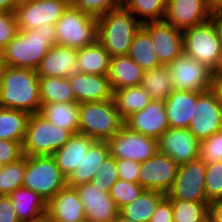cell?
Instances as JSON below:
<instances>
[{"label":"cell","mask_w":222,"mask_h":222,"mask_svg":"<svg viewBox=\"0 0 222 222\" xmlns=\"http://www.w3.org/2000/svg\"><path fill=\"white\" fill-rule=\"evenodd\" d=\"M117 171L116 159L109 155L97 169V175L91 183L100 191L109 193L113 184L119 179Z\"/></svg>","instance_id":"ab89813d"},{"label":"cell","mask_w":222,"mask_h":222,"mask_svg":"<svg viewBox=\"0 0 222 222\" xmlns=\"http://www.w3.org/2000/svg\"><path fill=\"white\" fill-rule=\"evenodd\" d=\"M113 98L108 101L79 103L78 133L95 141H108L124 126Z\"/></svg>","instance_id":"277c9868"},{"label":"cell","mask_w":222,"mask_h":222,"mask_svg":"<svg viewBox=\"0 0 222 222\" xmlns=\"http://www.w3.org/2000/svg\"><path fill=\"white\" fill-rule=\"evenodd\" d=\"M68 82L77 103L112 99L113 92L106 75L76 73L68 76Z\"/></svg>","instance_id":"44dd1931"},{"label":"cell","mask_w":222,"mask_h":222,"mask_svg":"<svg viewBox=\"0 0 222 222\" xmlns=\"http://www.w3.org/2000/svg\"><path fill=\"white\" fill-rule=\"evenodd\" d=\"M175 90L206 92L212 89L214 73L186 54L166 65Z\"/></svg>","instance_id":"9c48e42d"},{"label":"cell","mask_w":222,"mask_h":222,"mask_svg":"<svg viewBox=\"0 0 222 222\" xmlns=\"http://www.w3.org/2000/svg\"><path fill=\"white\" fill-rule=\"evenodd\" d=\"M24 157L22 143L16 141L0 140V163L6 164L17 162Z\"/></svg>","instance_id":"f6af8a7d"},{"label":"cell","mask_w":222,"mask_h":222,"mask_svg":"<svg viewBox=\"0 0 222 222\" xmlns=\"http://www.w3.org/2000/svg\"><path fill=\"white\" fill-rule=\"evenodd\" d=\"M78 73L107 75L111 56L97 41L77 50Z\"/></svg>","instance_id":"f1b7e54d"},{"label":"cell","mask_w":222,"mask_h":222,"mask_svg":"<svg viewBox=\"0 0 222 222\" xmlns=\"http://www.w3.org/2000/svg\"><path fill=\"white\" fill-rule=\"evenodd\" d=\"M144 188L139 183L118 179L110 190V197L118 209L134 202L143 192Z\"/></svg>","instance_id":"f35d334b"},{"label":"cell","mask_w":222,"mask_h":222,"mask_svg":"<svg viewBox=\"0 0 222 222\" xmlns=\"http://www.w3.org/2000/svg\"><path fill=\"white\" fill-rule=\"evenodd\" d=\"M109 146L106 141H95L84 159L66 178L67 186L75 187L91 182L97 175V169L109 156Z\"/></svg>","instance_id":"484cf974"},{"label":"cell","mask_w":222,"mask_h":222,"mask_svg":"<svg viewBox=\"0 0 222 222\" xmlns=\"http://www.w3.org/2000/svg\"><path fill=\"white\" fill-rule=\"evenodd\" d=\"M56 44L55 25L45 24L18 34L0 51V65L36 70Z\"/></svg>","instance_id":"6da1fadb"},{"label":"cell","mask_w":222,"mask_h":222,"mask_svg":"<svg viewBox=\"0 0 222 222\" xmlns=\"http://www.w3.org/2000/svg\"><path fill=\"white\" fill-rule=\"evenodd\" d=\"M119 179L138 183L141 163L130 159H116Z\"/></svg>","instance_id":"bcb514c9"},{"label":"cell","mask_w":222,"mask_h":222,"mask_svg":"<svg viewBox=\"0 0 222 222\" xmlns=\"http://www.w3.org/2000/svg\"><path fill=\"white\" fill-rule=\"evenodd\" d=\"M66 185V177L57 166L52 155H25L22 187L36 192L48 202Z\"/></svg>","instance_id":"52a82bcc"},{"label":"cell","mask_w":222,"mask_h":222,"mask_svg":"<svg viewBox=\"0 0 222 222\" xmlns=\"http://www.w3.org/2000/svg\"><path fill=\"white\" fill-rule=\"evenodd\" d=\"M112 222H133L118 214Z\"/></svg>","instance_id":"11a10c76"},{"label":"cell","mask_w":222,"mask_h":222,"mask_svg":"<svg viewBox=\"0 0 222 222\" xmlns=\"http://www.w3.org/2000/svg\"><path fill=\"white\" fill-rule=\"evenodd\" d=\"M98 42L111 57L127 55L141 22L124 6L97 18Z\"/></svg>","instance_id":"3957f363"},{"label":"cell","mask_w":222,"mask_h":222,"mask_svg":"<svg viewBox=\"0 0 222 222\" xmlns=\"http://www.w3.org/2000/svg\"><path fill=\"white\" fill-rule=\"evenodd\" d=\"M154 45L148 32L141 26L134 35L128 56L134 60L143 71L160 66L154 51Z\"/></svg>","instance_id":"836d02e7"},{"label":"cell","mask_w":222,"mask_h":222,"mask_svg":"<svg viewBox=\"0 0 222 222\" xmlns=\"http://www.w3.org/2000/svg\"><path fill=\"white\" fill-rule=\"evenodd\" d=\"M39 113L54 125L69 130L72 134L78 133L79 103L43 104Z\"/></svg>","instance_id":"83f0119b"},{"label":"cell","mask_w":222,"mask_h":222,"mask_svg":"<svg viewBox=\"0 0 222 222\" xmlns=\"http://www.w3.org/2000/svg\"><path fill=\"white\" fill-rule=\"evenodd\" d=\"M206 163L199 157L179 165L178 174L167 199L209 202L205 193Z\"/></svg>","instance_id":"8fae6325"},{"label":"cell","mask_w":222,"mask_h":222,"mask_svg":"<svg viewBox=\"0 0 222 222\" xmlns=\"http://www.w3.org/2000/svg\"><path fill=\"white\" fill-rule=\"evenodd\" d=\"M168 200L172 205L174 222H208L210 202Z\"/></svg>","instance_id":"8d00e7d4"},{"label":"cell","mask_w":222,"mask_h":222,"mask_svg":"<svg viewBox=\"0 0 222 222\" xmlns=\"http://www.w3.org/2000/svg\"><path fill=\"white\" fill-rule=\"evenodd\" d=\"M31 222H53V221L47 215H44L41 218L33 220Z\"/></svg>","instance_id":"9f6ffc18"},{"label":"cell","mask_w":222,"mask_h":222,"mask_svg":"<svg viewBox=\"0 0 222 222\" xmlns=\"http://www.w3.org/2000/svg\"><path fill=\"white\" fill-rule=\"evenodd\" d=\"M41 106L36 70L0 65V107L34 114Z\"/></svg>","instance_id":"7a4b0ae2"},{"label":"cell","mask_w":222,"mask_h":222,"mask_svg":"<svg viewBox=\"0 0 222 222\" xmlns=\"http://www.w3.org/2000/svg\"><path fill=\"white\" fill-rule=\"evenodd\" d=\"M141 86L149 93L152 100L158 101H165L175 90L166 65L144 71Z\"/></svg>","instance_id":"1f68e13d"},{"label":"cell","mask_w":222,"mask_h":222,"mask_svg":"<svg viewBox=\"0 0 222 222\" xmlns=\"http://www.w3.org/2000/svg\"><path fill=\"white\" fill-rule=\"evenodd\" d=\"M18 0H0V11L2 12H12L18 4Z\"/></svg>","instance_id":"f5cc1de1"},{"label":"cell","mask_w":222,"mask_h":222,"mask_svg":"<svg viewBox=\"0 0 222 222\" xmlns=\"http://www.w3.org/2000/svg\"><path fill=\"white\" fill-rule=\"evenodd\" d=\"M197 92L174 90L165 99L167 119L171 128H187L196 115Z\"/></svg>","instance_id":"603a6c76"},{"label":"cell","mask_w":222,"mask_h":222,"mask_svg":"<svg viewBox=\"0 0 222 222\" xmlns=\"http://www.w3.org/2000/svg\"><path fill=\"white\" fill-rule=\"evenodd\" d=\"M210 20L215 27L217 36L219 37V40L222 45V7L212 9Z\"/></svg>","instance_id":"f907efd6"},{"label":"cell","mask_w":222,"mask_h":222,"mask_svg":"<svg viewBox=\"0 0 222 222\" xmlns=\"http://www.w3.org/2000/svg\"><path fill=\"white\" fill-rule=\"evenodd\" d=\"M142 27L148 32L161 65L172 63L184 53L183 31L163 21L147 22Z\"/></svg>","instance_id":"9a60e30c"},{"label":"cell","mask_w":222,"mask_h":222,"mask_svg":"<svg viewBox=\"0 0 222 222\" xmlns=\"http://www.w3.org/2000/svg\"><path fill=\"white\" fill-rule=\"evenodd\" d=\"M212 90L216 93L222 108V79H219L215 74L212 79Z\"/></svg>","instance_id":"816d5d0a"},{"label":"cell","mask_w":222,"mask_h":222,"mask_svg":"<svg viewBox=\"0 0 222 222\" xmlns=\"http://www.w3.org/2000/svg\"><path fill=\"white\" fill-rule=\"evenodd\" d=\"M158 147L178 165L200 157V141L187 128L169 127L158 139Z\"/></svg>","instance_id":"2e32d148"},{"label":"cell","mask_w":222,"mask_h":222,"mask_svg":"<svg viewBox=\"0 0 222 222\" xmlns=\"http://www.w3.org/2000/svg\"><path fill=\"white\" fill-rule=\"evenodd\" d=\"M200 158L206 164L222 161V130L200 141Z\"/></svg>","instance_id":"7bdbcfd3"},{"label":"cell","mask_w":222,"mask_h":222,"mask_svg":"<svg viewBox=\"0 0 222 222\" xmlns=\"http://www.w3.org/2000/svg\"><path fill=\"white\" fill-rule=\"evenodd\" d=\"M65 1H67L69 4L72 2V0H65Z\"/></svg>","instance_id":"680465c9"},{"label":"cell","mask_w":222,"mask_h":222,"mask_svg":"<svg viewBox=\"0 0 222 222\" xmlns=\"http://www.w3.org/2000/svg\"><path fill=\"white\" fill-rule=\"evenodd\" d=\"M179 165L169 156L157 152L141 162L138 183L145 190L167 194L175 182Z\"/></svg>","instance_id":"4fadbf2b"},{"label":"cell","mask_w":222,"mask_h":222,"mask_svg":"<svg viewBox=\"0 0 222 222\" xmlns=\"http://www.w3.org/2000/svg\"><path fill=\"white\" fill-rule=\"evenodd\" d=\"M166 3L167 0H125L124 7L141 24H144L147 22L163 21L166 14Z\"/></svg>","instance_id":"d590c367"},{"label":"cell","mask_w":222,"mask_h":222,"mask_svg":"<svg viewBox=\"0 0 222 222\" xmlns=\"http://www.w3.org/2000/svg\"><path fill=\"white\" fill-rule=\"evenodd\" d=\"M77 50L52 46L36 69L39 77H68L78 73Z\"/></svg>","instance_id":"7402d4cb"},{"label":"cell","mask_w":222,"mask_h":222,"mask_svg":"<svg viewBox=\"0 0 222 222\" xmlns=\"http://www.w3.org/2000/svg\"><path fill=\"white\" fill-rule=\"evenodd\" d=\"M109 154L115 159H130L143 162L159 151L158 140L123 126L108 141Z\"/></svg>","instance_id":"30bf717a"},{"label":"cell","mask_w":222,"mask_h":222,"mask_svg":"<svg viewBox=\"0 0 222 222\" xmlns=\"http://www.w3.org/2000/svg\"><path fill=\"white\" fill-rule=\"evenodd\" d=\"M8 197L20 222H31L47 213V202L30 189L17 188Z\"/></svg>","instance_id":"4316f807"},{"label":"cell","mask_w":222,"mask_h":222,"mask_svg":"<svg viewBox=\"0 0 222 222\" xmlns=\"http://www.w3.org/2000/svg\"><path fill=\"white\" fill-rule=\"evenodd\" d=\"M56 44L81 49L98 41L97 18L71 4L55 24Z\"/></svg>","instance_id":"5b68a950"},{"label":"cell","mask_w":222,"mask_h":222,"mask_svg":"<svg viewBox=\"0 0 222 222\" xmlns=\"http://www.w3.org/2000/svg\"><path fill=\"white\" fill-rule=\"evenodd\" d=\"M46 215L53 222H82L86 219L84 205L75 187H63L47 202Z\"/></svg>","instance_id":"ffe728a7"},{"label":"cell","mask_w":222,"mask_h":222,"mask_svg":"<svg viewBox=\"0 0 222 222\" xmlns=\"http://www.w3.org/2000/svg\"><path fill=\"white\" fill-rule=\"evenodd\" d=\"M209 2L212 9L222 7V0H209Z\"/></svg>","instance_id":"db71d44e"},{"label":"cell","mask_w":222,"mask_h":222,"mask_svg":"<svg viewBox=\"0 0 222 222\" xmlns=\"http://www.w3.org/2000/svg\"><path fill=\"white\" fill-rule=\"evenodd\" d=\"M0 222H20L8 196H0Z\"/></svg>","instance_id":"c3c4849f"},{"label":"cell","mask_w":222,"mask_h":222,"mask_svg":"<svg viewBox=\"0 0 222 222\" xmlns=\"http://www.w3.org/2000/svg\"><path fill=\"white\" fill-rule=\"evenodd\" d=\"M184 54L215 73L222 60V45L211 20L183 31Z\"/></svg>","instance_id":"ba28073f"},{"label":"cell","mask_w":222,"mask_h":222,"mask_svg":"<svg viewBox=\"0 0 222 222\" xmlns=\"http://www.w3.org/2000/svg\"><path fill=\"white\" fill-rule=\"evenodd\" d=\"M149 222H174L172 205L166 197L158 203Z\"/></svg>","instance_id":"7dc6e473"},{"label":"cell","mask_w":222,"mask_h":222,"mask_svg":"<svg viewBox=\"0 0 222 222\" xmlns=\"http://www.w3.org/2000/svg\"><path fill=\"white\" fill-rule=\"evenodd\" d=\"M165 196L161 192L144 189L134 202L119 209V214L133 222H149Z\"/></svg>","instance_id":"f546056e"},{"label":"cell","mask_w":222,"mask_h":222,"mask_svg":"<svg viewBox=\"0 0 222 222\" xmlns=\"http://www.w3.org/2000/svg\"><path fill=\"white\" fill-rule=\"evenodd\" d=\"M209 0H167L164 21L184 31L210 19Z\"/></svg>","instance_id":"e0dca14e"},{"label":"cell","mask_w":222,"mask_h":222,"mask_svg":"<svg viewBox=\"0 0 222 222\" xmlns=\"http://www.w3.org/2000/svg\"><path fill=\"white\" fill-rule=\"evenodd\" d=\"M30 114L0 107V140L23 142Z\"/></svg>","instance_id":"d6a6232c"},{"label":"cell","mask_w":222,"mask_h":222,"mask_svg":"<svg viewBox=\"0 0 222 222\" xmlns=\"http://www.w3.org/2000/svg\"><path fill=\"white\" fill-rule=\"evenodd\" d=\"M112 98L124 120L132 113L143 110L152 100L141 85L114 90Z\"/></svg>","instance_id":"4dcf8cb0"},{"label":"cell","mask_w":222,"mask_h":222,"mask_svg":"<svg viewBox=\"0 0 222 222\" xmlns=\"http://www.w3.org/2000/svg\"><path fill=\"white\" fill-rule=\"evenodd\" d=\"M25 173V155L17 162L2 166L0 171V196H8L22 187Z\"/></svg>","instance_id":"74e56055"},{"label":"cell","mask_w":222,"mask_h":222,"mask_svg":"<svg viewBox=\"0 0 222 222\" xmlns=\"http://www.w3.org/2000/svg\"><path fill=\"white\" fill-rule=\"evenodd\" d=\"M124 124L130 130L158 140L170 127L165 101L151 100L143 110L132 113L127 117Z\"/></svg>","instance_id":"d6986e66"},{"label":"cell","mask_w":222,"mask_h":222,"mask_svg":"<svg viewBox=\"0 0 222 222\" xmlns=\"http://www.w3.org/2000/svg\"><path fill=\"white\" fill-rule=\"evenodd\" d=\"M15 12L0 11V51L18 34Z\"/></svg>","instance_id":"ee69618b"},{"label":"cell","mask_w":222,"mask_h":222,"mask_svg":"<svg viewBox=\"0 0 222 222\" xmlns=\"http://www.w3.org/2000/svg\"><path fill=\"white\" fill-rule=\"evenodd\" d=\"M41 104L76 102L68 77H39Z\"/></svg>","instance_id":"e575fe53"},{"label":"cell","mask_w":222,"mask_h":222,"mask_svg":"<svg viewBox=\"0 0 222 222\" xmlns=\"http://www.w3.org/2000/svg\"><path fill=\"white\" fill-rule=\"evenodd\" d=\"M142 68L128 55L111 57L107 78L112 90L138 86L142 83Z\"/></svg>","instance_id":"d4e9b609"},{"label":"cell","mask_w":222,"mask_h":222,"mask_svg":"<svg viewBox=\"0 0 222 222\" xmlns=\"http://www.w3.org/2000/svg\"><path fill=\"white\" fill-rule=\"evenodd\" d=\"M124 1L125 0H72L70 4L86 14L98 18L110 10L123 7Z\"/></svg>","instance_id":"b9f144b4"},{"label":"cell","mask_w":222,"mask_h":222,"mask_svg":"<svg viewBox=\"0 0 222 222\" xmlns=\"http://www.w3.org/2000/svg\"><path fill=\"white\" fill-rule=\"evenodd\" d=\"M84 205L86 220L89 222H112L119 214L110 193L102 192L91 183L75 186Z\"/></svg>","instance_id":"ac0fdd59"},{"label":"cell","mask_w":222,"mask_h":222,"mask_svg":"<svg viewBox=\"0 0 222 222\" xmlns=\"http://www.w3.org/2000/svg\"><path fill=\"white\" fill-rule=\"evenodd\" d=\"M208 222H222V200L209 203Z\"/></svg>","instance_id":"681fc988"},{"label":"cell","mask_w":222,"mask_h":222,"mask_svg":"<svg viewBox=\"0 0 222 222\" xmlns=\"http://www.w3.org/2000/svg\"><path fill=\"white\" fill-rule=\"evenodd\" d=\"M219 79H222V60L218 70L214 73Z\"/></svg>","instance_id":"6f0895ef"},{"label":"cell","mask_w":222,"mask_h":222,"mask_svg":"<svg viewBox=\"0 0 222 222\" xmlns=\"http://www.w3.org/2000/svg\"><path fill=\"white\" fill-rule=\"evenodd\" d=\"M95 140L87 135L76 133L68 142L53 153L57 166L67 178L81 164Z\"/></svg>","instance_id":"cb8c5ba5"},{"label":"cell","mask_w":222,"mask_h":222,"mask_svg":"<svg viewBox=\"0 0 222 222\" xmlns=\"http://www.w3.org/2000/svg\"><path fill=\"white\" fill-rule=\"evenodd\" d=\"M68 6L65 0H21L14 11L18 29L32 30L45 24L55 25Z\"/></svg>","instance_id":"7c38bea8"},{"label":"cell","mask_w":222,"mask_h":222,"mask_svg":"<svg viewBox=\"0 0 222 222\" xmlns=\"http://www.w3.org/2000/svg\"><path fill=\"white\" fill-rule=\"evenodd\" d=\"M73 134L48 121L40 113L30 114L22 142L26 156L53 155Z\"/></svg>","instance_id":"8992f818"},{"label":"cell","mask_w":222,"mask_h":222,"mask_svg":"<svg viewBox=\"0 0 222 222\" xmlns=\"http://www.w3.org/2000/svg\"><path fill=\"white\" fill-rule=\"evenodd\" d=\"M205 193L209 202L222 200V161L206 164Z\"/></svg>","instance_id":"60d3db41"},{"label":"cell","mask_w":222,"mask_h":222,"mask_svg":"<svg viewBox=\"0 0 222 222\" xmlns=\"http://www.w3.org/2000/svg\"><path fill=\"white\" fill-rule=\"evenodd\" d=\"M188 129L199 141L222 130V108L212 89L197 92L196 115L191 120Z\"/></svg>","instance_id":"5bb4252c"}]
</instances>
